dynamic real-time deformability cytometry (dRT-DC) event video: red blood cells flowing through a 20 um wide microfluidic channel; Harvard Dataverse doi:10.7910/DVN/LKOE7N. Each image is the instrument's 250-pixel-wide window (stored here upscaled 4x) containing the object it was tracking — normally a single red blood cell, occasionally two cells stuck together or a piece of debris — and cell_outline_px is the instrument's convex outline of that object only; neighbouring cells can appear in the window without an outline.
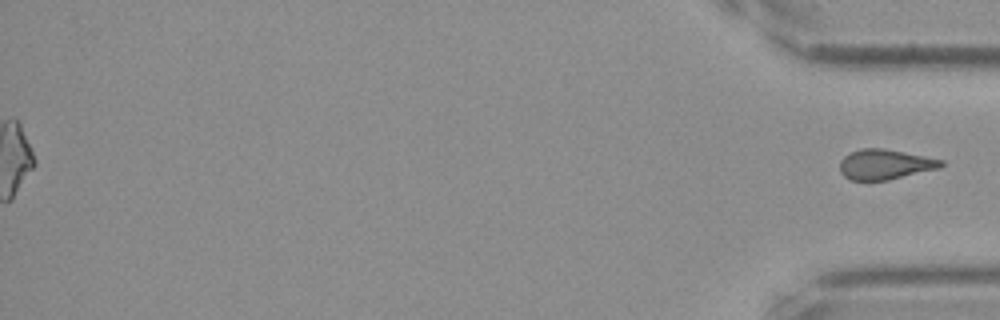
{"species": "Egyptian fruit bat (a non-hibernating species)", "species_latin": "Rousettus aegyptiacus", "temperature_condition": "cold", "stored_images_in_passage": 58, "segment_of_instrument_passage": [2, 2], "camera_frame_rate_fps": 3000, "um_per_image_px": 0.085, "frame": {"image": 1, "passage_image": 58, "time_ms": 19.0, "image_size_px": [1000, 320], "cell_outline_px": [[944, 164], [940, 168], [888, 180], [852, 180], [844, 176], [840, 172], [840, 160], [844, 156], [860, 148], [884, 148], [944, 160]], "centroid_in_image_um": [75.22, 13.97], "position_along_channel_um": 360.0, "area_um2": 17.74}}